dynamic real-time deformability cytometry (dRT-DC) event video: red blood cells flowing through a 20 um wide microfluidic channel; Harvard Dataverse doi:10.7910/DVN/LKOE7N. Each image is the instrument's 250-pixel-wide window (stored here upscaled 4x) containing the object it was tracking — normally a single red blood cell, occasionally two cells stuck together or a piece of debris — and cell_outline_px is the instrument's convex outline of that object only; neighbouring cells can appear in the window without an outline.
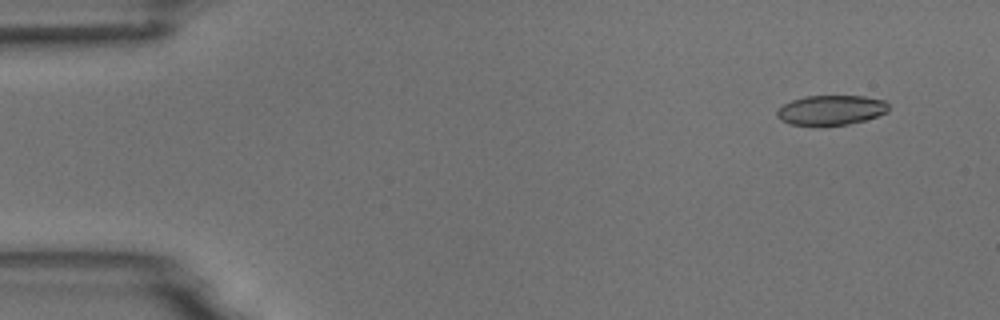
{"species": "common noctule bat (a hibernating species)", "species_latin": "Nyctalus noctula", "temperature_condition": "room temperature", "stored_images_in_passage": 4, "camera_frame_rate_fps": 3000, "um_per_image_px": 0.085, "animal": {"sex": "male", "body_mass_g": 18.8}, "frame": {"image": 1, "passage_image": 1, "time_ms": 0.0, "image_size_px": [1000, 320], "cell_outline_px": [[888, 112], [864, 120], [848, 124], [792, 124], [780, 120], [776, 116], [776, 112], [784, 104], [792, 100], [804, 96], [864, 96], [884, 100], [888, 104]], "centroid_in_image_um": [70.65, 9.33], "position_along_channel_um": 14.4, "area_um2": 19.02}}
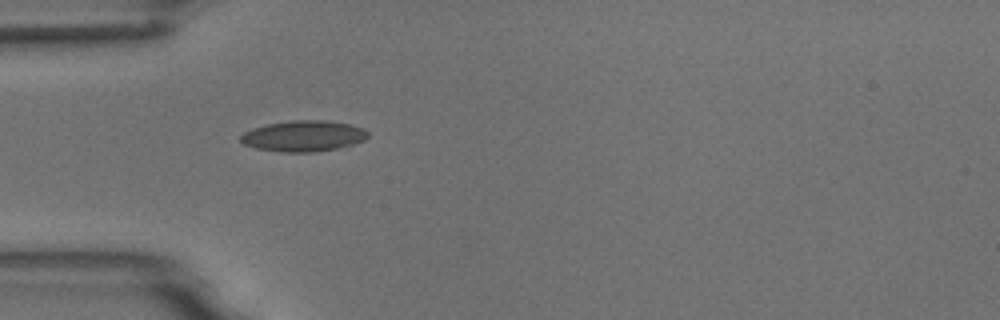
{"frame": {"image": 2, "passage_image": 4, "time_ms": 4.0, "image_size_px": [1000, 320], "cell_outline_px": [[368, 136], [364, 140], [352, 144], [336, 148], [312, 152], [280, 152], [256, 148], [244, 144], [240, 140], [240, 136], [244, 132], [252, 128], [268, 124], [292, 120], [324, 120], [348, 124], [364, 128], [368, 132]], "centroid_in_image_um": [25.78, 11.56], "position_along_channel_um": 59.2, "area_um2": 22.77}}